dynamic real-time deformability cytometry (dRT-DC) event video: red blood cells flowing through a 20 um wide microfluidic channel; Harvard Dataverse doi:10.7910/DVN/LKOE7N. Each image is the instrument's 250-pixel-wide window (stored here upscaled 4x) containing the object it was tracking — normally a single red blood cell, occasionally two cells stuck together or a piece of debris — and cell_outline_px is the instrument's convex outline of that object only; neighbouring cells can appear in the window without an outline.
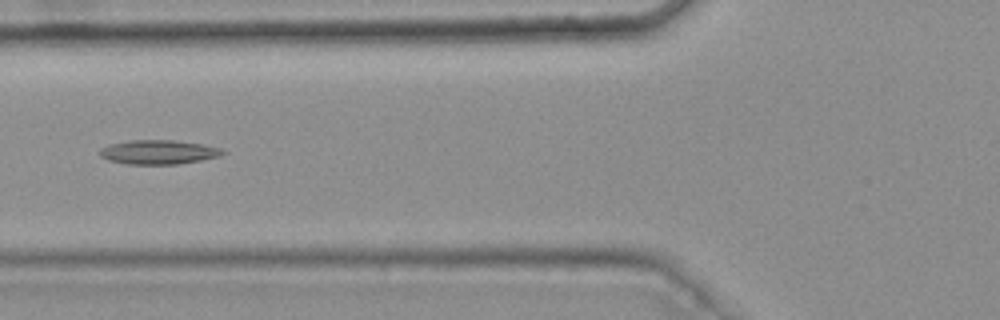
{"species": "common noctule bat (a hibernating species)", "species_latin": "Nyctalus noctula", "temperature_condition": "warm", "stored_images_in_passage": 33, "camera_frame_rate_fps": 3000, "um_per_image_px": 0.085, "animal": {"sex": "female", "body_mass_g": 25.1}, "frame": {"image": 1, "passage_image": 6, "time_ms": 1.667, "image_size_px": [1000, 320], "cell_outline_px": [[228, 152], [220, 156], [200, 160], [176, 164], [128, 164], [108, 160], [100, 156], [100, 148], [108, 144], [132, 140], [176, 140], [204, 144], [220, 148]], "centroid_in_image_um": [13.48, 12.92], "position_along_channel_um": 112.3, "area_um2": 17.4}, "authors_computed_cell_mechanics": {"area_um2": 16.0684, "velocity_mm_per_s": 3.7864, "shape_relaxation_time_tau1_ms": null, "shape_relaxation_time_tau2_ms": 3.6851, "deformation_change_tau1": null, "deformation_change_tau2": 0.1172}}